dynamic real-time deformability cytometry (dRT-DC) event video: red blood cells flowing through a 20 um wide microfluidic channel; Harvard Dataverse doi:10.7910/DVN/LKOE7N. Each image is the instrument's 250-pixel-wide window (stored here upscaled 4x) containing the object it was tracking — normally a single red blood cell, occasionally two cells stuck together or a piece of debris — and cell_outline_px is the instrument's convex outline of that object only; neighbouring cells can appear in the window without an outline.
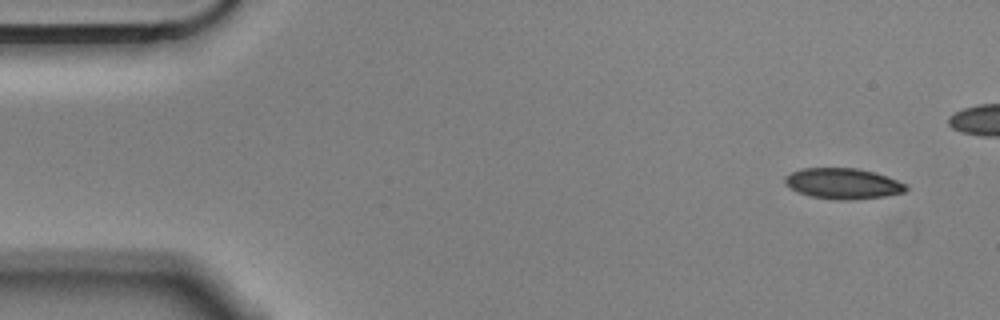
{"species": "Egyptian fruit bat (a non-hibernating species)", "species_latin": "Rousettus aegyptiacus", "temperature_condition": "cold", "stored_images_in_passage": 13, "camera_frame_rate_fps": 3000, "um_per_image_px": 0.085, "animal": {"sex": "male"}, "frame": {"image": 1, "passage_image": 1, "time_ms": 0.0, "image_size_px": [1000, 320], "cell_outline_px": [[908, 188], [904, 192], [884, 196], [840, 200], [812, 196], [800, 192], [784, 184], [784, 176], [792, 172], [804, 168], [856, 168], [876, 172], [896, 180], [904, 184]], "centroid_in_image_um": [71.64, 15.58], "position_along_channel_um": 13.4, "area_um2": 21.27}}
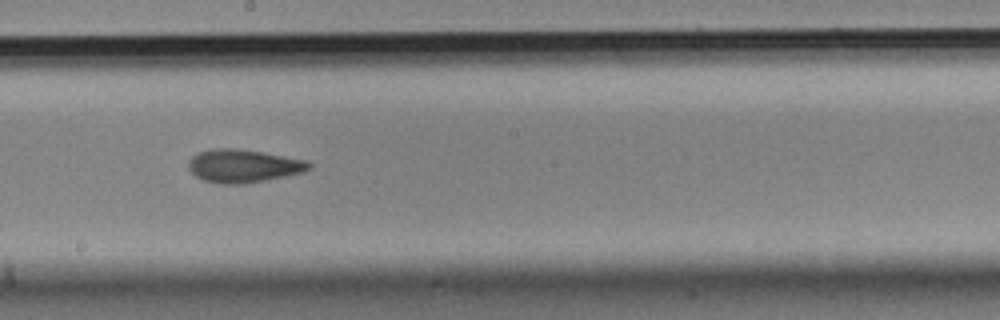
{"frame": {"image": 2, "passage_image": 8, "time_ms": 2.333, "image_size_px": [1000, 320], "cell_outline_px": [[312, 168], [304, 172], [284, 176], [240, 184], [220, 184], [204, 180], [196, 176], [188, 168], [188, 160], [196, 152], [212, 148], [236, 148], [264, 152], [308, 160], [312, 164]], "centroid_in_image_um": [20.68, 14.08], "position_along_channel_um": 227.5, "area_um2": 23.41}}
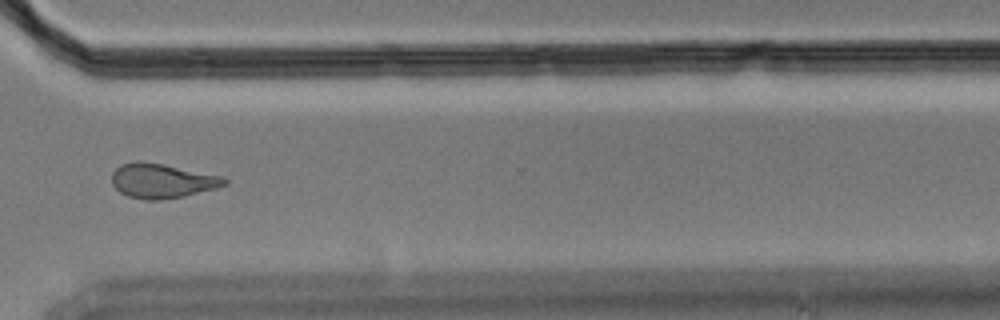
{"frame": {"image": 3, "passage_image": 11, "time_ms": 3.333, "image_size_px": [1000, 320], "cell_outline_px": [[228, 184], [216, 188], [184, 196], [160, 200], [144, 200], [128, 196], [120, 192], [112, 184], [112, 172], [120, 164], [136, 160], [140, 160], [224, 176], [228, 180]], "centroid_in_image_um": [13.77, 15.37], "position_along_channel_um": 356.8, "area_um2": 22.77}}